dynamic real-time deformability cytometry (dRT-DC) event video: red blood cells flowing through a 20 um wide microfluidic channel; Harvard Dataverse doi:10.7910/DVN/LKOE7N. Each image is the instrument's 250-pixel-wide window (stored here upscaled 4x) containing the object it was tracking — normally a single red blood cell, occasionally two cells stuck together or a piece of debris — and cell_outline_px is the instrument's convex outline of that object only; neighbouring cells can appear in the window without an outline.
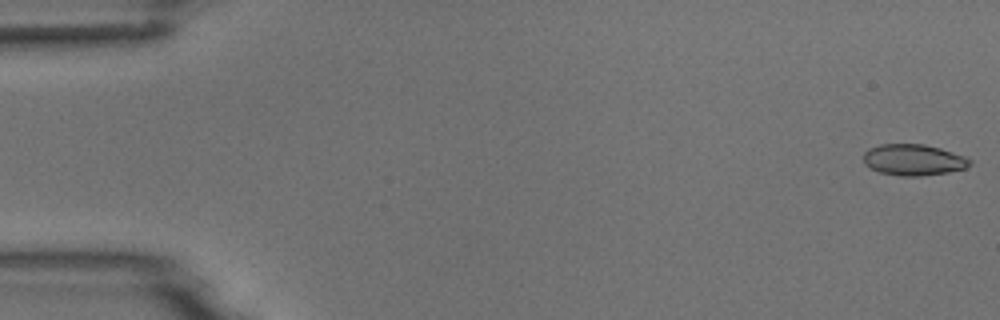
{"species": "common noctule bat (a hibernating species)", "species_latin": "Nyctalus noctula", "temperature_condition": "room temperature", "stored_images_in_passage": 5, "camera_frame_rate_fps": 3000, "um_per_image_px": 0.085, "animal": {"sex": "male", "body_mass_g": 18.8}, "frame": {"image": 1, "passage_image": 1, "time_ms": 0.0, "image_size_px": [1000, 320], "cell_outline_px": [[972, 164], [964, 168], [948, 172], [920, 176], [900, 176], [880, 172], [864, 164], [864, 152], [868, 148], [880, 144], [924, 144], [940, 148], [964, 156], [972, 160]], "centroid_in_image_um": [77.64, 13.58], "position_along_channel_um": 7.4, "area_um2": 19.31}}
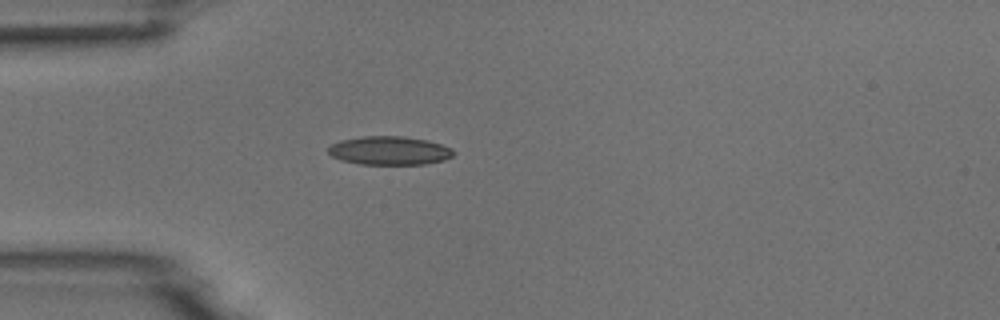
{"frame": {"image": 2, "passage_image": 5, "time_ms": 4.667, "image_size_px": [1000, 320], "cell_outline_px": [[456, 152], [452, 156], [444, 160], [424, 164], [360, 164], [340, 160], [332, 156], [328, 152], [328, 148], [332, 144], [340, 140], [360, 136], [404, 136], [428, 140], [452, 148]], "centroid_in_image_um": [33.1, 12.79], "position_along_channel_um": 51.9, "area_um2": 20.98}}